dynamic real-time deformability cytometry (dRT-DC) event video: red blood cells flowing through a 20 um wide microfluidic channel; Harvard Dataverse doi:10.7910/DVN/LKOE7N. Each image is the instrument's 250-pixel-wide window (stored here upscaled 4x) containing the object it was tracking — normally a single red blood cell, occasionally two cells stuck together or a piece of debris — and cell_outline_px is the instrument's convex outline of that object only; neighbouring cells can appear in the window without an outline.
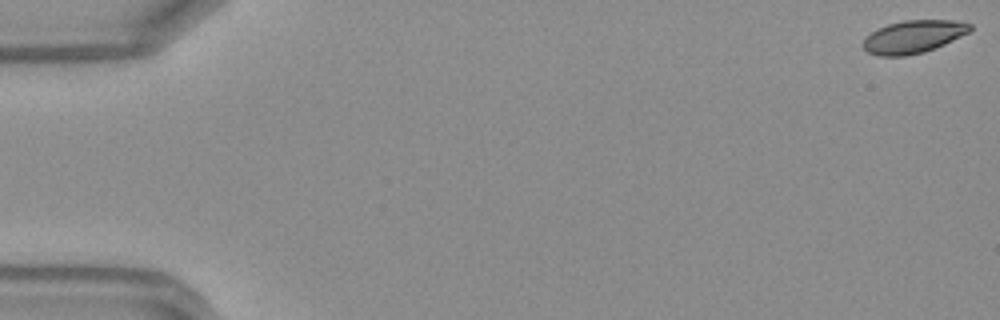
{"species": "Egyptian fruit bat (a non-hibernating species)", "species_latin": "Rousettus aegyptiacus", "temperature_condition": "warm", "stored_images_in_passage": 46, "camera_frame_rate_fps": 3000, "um_per_image_px": 0.085, "frame": {"image": 1, "passage_image": 1, "time_ms": 0.0, "image_size_px": [1000, 320], "cell_outline_px": [[972, 28], [968, 32], [936, 48], [924, 52], [904, 56], [880, 56], [868, 52], [860, 44], [872, 32], [888, 24], [904, 20], [952, 20], [972, 24]], "centroid_in_image_um": [77.63, 3.12], "position_along_channel_um": 7.4, "area_um2": 20.23}}
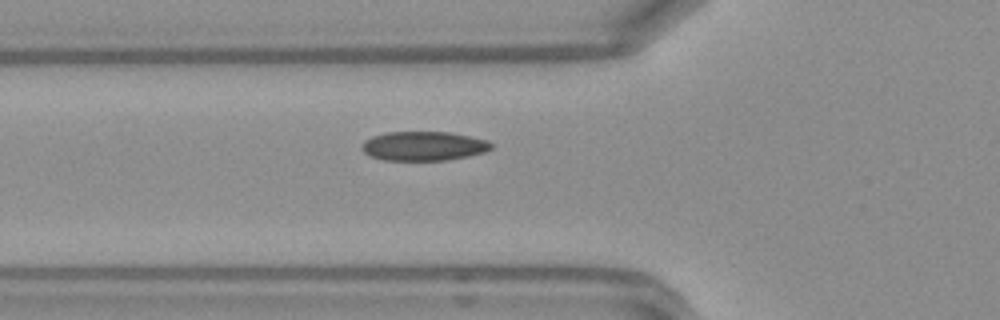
{"frame": {"image": 2, "passage_image": 18, "time_ms": 5.667, "image_size_px": [1000, 320], "cell_outline_px": [[492, 148], [484, 152], [468, 156], [448, 160], [384, 160], [368, 156], [360, 148], [360, 144], [364, 140], [372, 136], [388, 132], [448, 132], [488, 140], [492, 144]], "centroid_in_image_um": [35.96, 12.41], "position_along_channel_um": 89.8, "area_um2": 22.14}}
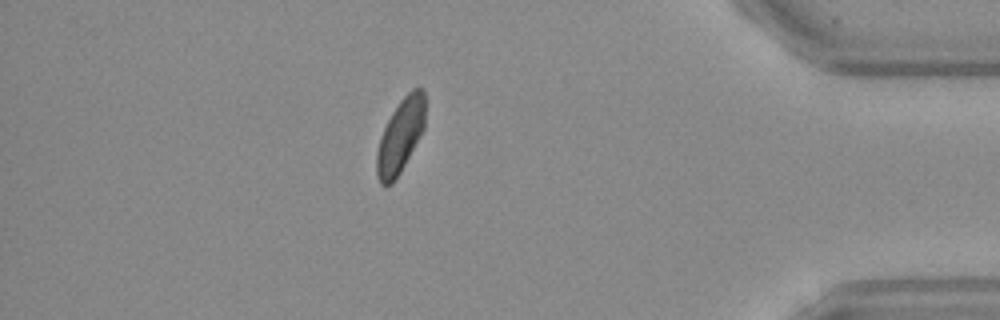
{"frame": {"image": 3, "passage_image": 43, "time_ms": 14.0, "image_size_px": [1000, 320], "cell_outline_px": [[424, 128], [420, 136], [400, 172], [392, 184], [380, 184], [376, 172], [376, 152], [380, 136], [392, 112], [400, 100], [412, 88], [424, 88]], "centroid_in_image_um": [34.02, 11.54], "position_along_channel_um": 401.2, "area_um2": 20.63}}